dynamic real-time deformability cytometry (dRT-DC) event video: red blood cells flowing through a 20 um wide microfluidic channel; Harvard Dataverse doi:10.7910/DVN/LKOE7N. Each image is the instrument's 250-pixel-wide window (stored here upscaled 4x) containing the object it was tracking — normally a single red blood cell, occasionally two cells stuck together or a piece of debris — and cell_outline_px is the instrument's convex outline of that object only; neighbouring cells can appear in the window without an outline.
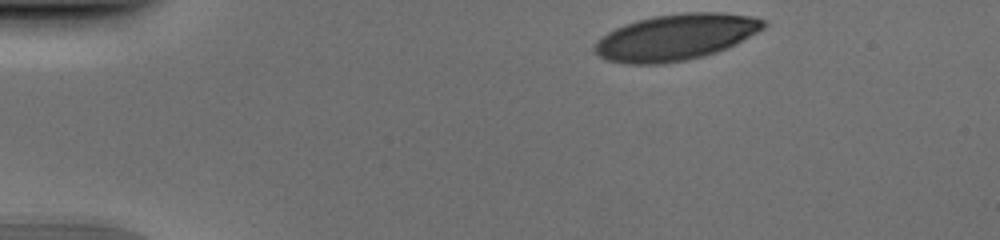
{"species": "human", "species_latin": "Homo sapiens", "temperature_condition": "cold", "stored_images_in_passage": 37, "camera_frame_rate_fps": 3000, "um_per_image_px": 0.085, "donor": {"sex": "male"}, "frame": {"image": 1, "passage_image": 1, "time_ms": 0.0, "image_size_px": [1000, 240], "cell_outline_px": [[768, 24], [764, 28], [736, 44], [728, 48], [704, 56], [688, 60], [664, 64], [628, 64], [608, 60], [600, 56], [592, 48], [596, 40], [608, 32], [624, 24], [636, 20], [652, 16], [684, 12], [724, 12], [752, 16], [764, 20]], "centroid_in_image_um": [57.45, 3.15], "position_along_channel_um": 27.6, "area_um2": 45.78}}
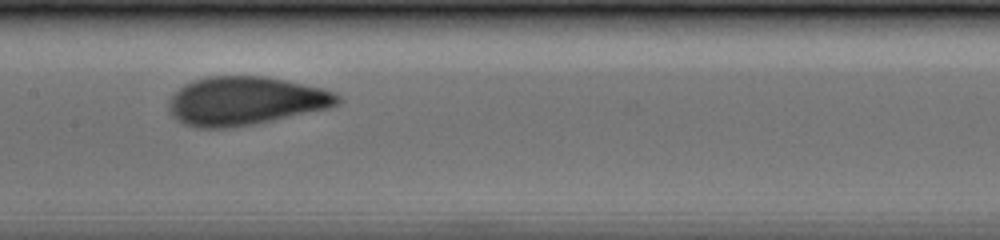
{"frame": {"image": 2, "passage_image": 19, "time_ms": 6.0, "image_size_px": [1000, 240], "cell_outline_px": [[344, 100], [340, 104], [328, 108], [272, 120], [252, 124], [228, 128], [196, 128], [184, 124], [176, 120], [168, 112], [168, 100], [184, 84], [192, 80], [208, 76], [264, 76], [324, 88], [336, 92]], "centroid_in_image_um": [20.85, 8.58], "position_along_channel_um": 186.6, "area_um2": 47.97}}
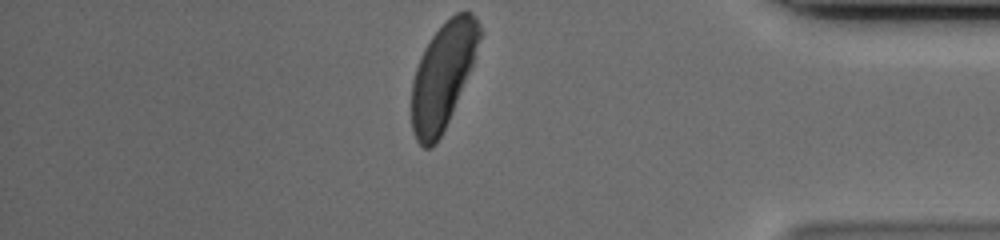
{"frame": {"image": 3, "passage_image": 37, "time_ms": 12.0, "image_size_px": [1000, 240], "cell_outline_px": [[484, 32], [472, 64], [448, 120], [436, 144], [432, 148], [424, 148], [416, 140], [412, 132], [412, 80], [420, 56], [424, 48], [432, 36], [456, 12], [472, 12]], "centroid_in_image_um": [37.64, 6.42], "position_along_channel_um": 397.6, "area_um2": 41.27}}